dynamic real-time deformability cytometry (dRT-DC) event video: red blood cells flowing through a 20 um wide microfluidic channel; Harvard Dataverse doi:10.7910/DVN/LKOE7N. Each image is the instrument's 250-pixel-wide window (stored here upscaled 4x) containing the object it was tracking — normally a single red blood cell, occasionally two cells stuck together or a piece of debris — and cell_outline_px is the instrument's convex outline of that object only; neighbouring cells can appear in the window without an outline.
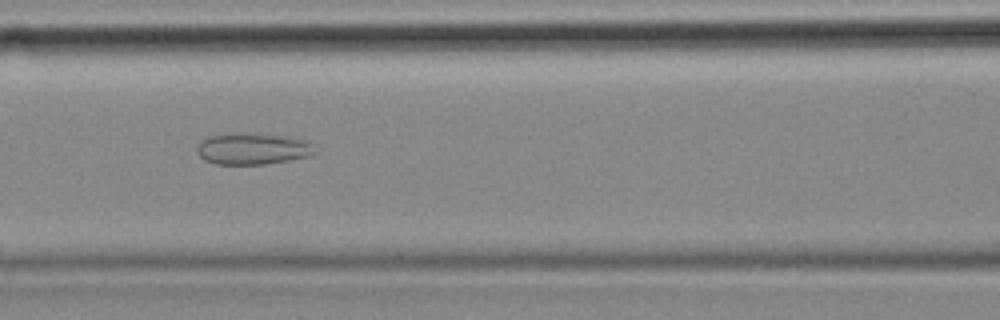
{"species": "common noctule bat (a hibernating species)", "species_latin": "Nyctalus noctula", "temperature_condition": "cold", "stored_images_in_passage": 8, "camera_frame_rate_fps": 3000, "um_per_image_px": 0.085, "animal": {"sex": "female", "body_mass_g": 18.4}, "frame": {"image": 1, "passage_image": 4, "time_ms": 1.0, "image_size_px": [1000, 320], "cell_outline_px": [[316, 152], [308, 156], [288, 160], [264, 164], [216, 164], [204, 160], [196, 152], [196, 148], [208, 136], [244, 132], [284, 136], [308, 140], [312, 144]], "centroid_in_image_um": [21.48, 12.64], "position_along_channel_um": 145.1, "area_um2": 21.56}}
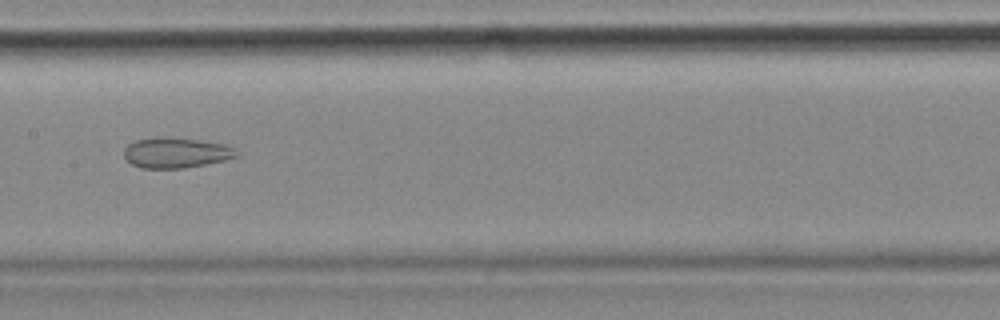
{"frame": {"image": 2, "passage_image": 5, "time_ms": 1.333, "image_size_px": [1000, 320], "cell_outline_px": [[240, 156], [224, 160], [184, 168], [144, 168], [132, 164], [124, 156], [124, 148], [128, 144], [136, 140], [196, 140], [228, 144], [240, 152]], "centroid_in_image_um": [15.04, 13.03], "position_along_channel_um": 192.4, "area_um2": 19.07}}